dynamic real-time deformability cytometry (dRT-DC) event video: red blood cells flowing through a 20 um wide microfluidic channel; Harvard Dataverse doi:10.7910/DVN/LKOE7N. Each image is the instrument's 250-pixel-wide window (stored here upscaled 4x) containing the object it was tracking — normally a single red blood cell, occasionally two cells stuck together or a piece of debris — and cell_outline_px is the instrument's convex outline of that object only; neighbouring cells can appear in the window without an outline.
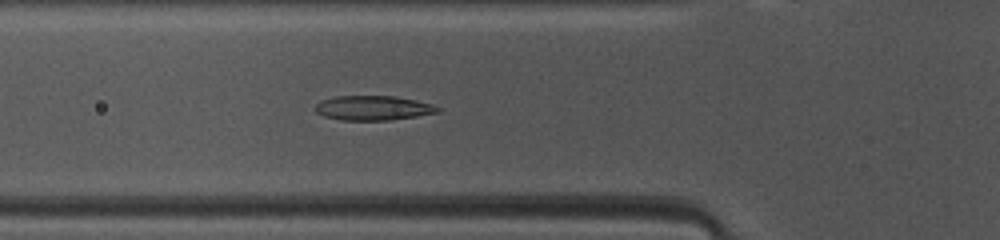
{"species": "common noctule bat (a hibernating species)", "species_latin": "Nyctalus noctula", "temperature_condition": "warm", "stored_images_in_passage": 42, "camera_frame_rate_fps": 3000, "um_per_image_px": 0.085, "animal": {"sex": "female", "body_mass_g": 10.0, "forearm_length_mm": 53.1}, "frame": {"image": 1, "passage_image": 10, "time_ms": 3.0, "image_size_px": [1000, 240], "cell_outline_px": [[440, 112], [416, 116], [388, 120], [340, 120], [324, 116], [316, 112], [316, 104], [320, 100], [336, 96], [392, 96], [416, 100], [432, 104], [440, 108]], "centroid_in_image_um": [31.7, 9.17], "position_along_channel_um": 94.1, "area_um2": 17.46}}
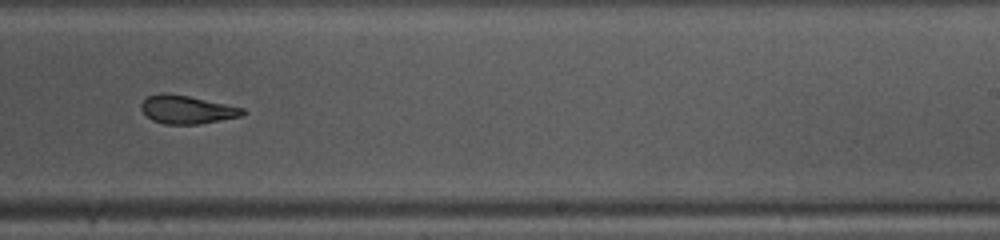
{"frame": {"image": 2, "passage_image": 23, "time_ms": 7.333, "image_size_px": [1000, 240], "cell_outline_px": [[248, 112], [244, 116], [200, 124], [164, 124], [152, 120], [140, 108], [140, 104], [148, 96], [160, 92], [164, 92], [188, 96], [244, 108]], "centroid_in_image_um": [15.91, 9.32], "position_along_channel_um": 273.1, "area_um2": 16.82}}
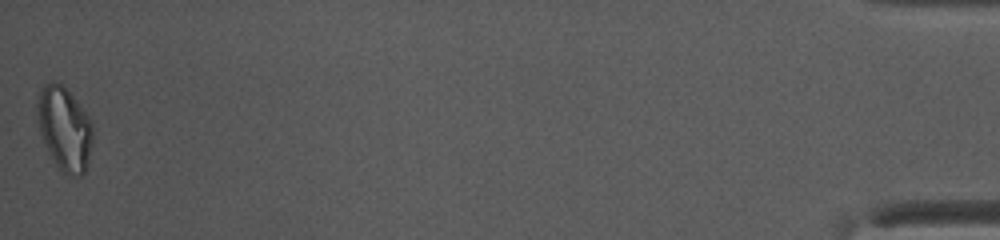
{"frame": {"image": 3, "passage_image": 42, "time_ms": 13.667, "image_size_px": [1000, 240], "cell_outline_px": [[92, 144], [88, 164], [84, 172], [80, 176], [68, 176], [56, 164], [48, 152], [40, 132], [36, 112], [36, 104], [40, 88], [44, 84], [52, 80], [60, 84], [72, 96], [88, 116], [92, 124]], "centroid_in_image_um": [5.46, 10.94], "position_along_channel_um": 429.7, "area_um2": 26.93}, "authors_computed_cell_mechanics": {"area_um2": 17.9469, "velocity_mm_per_s": 4.1185, "shape_relaxation_time_tau1_ms": null, "shape_relaxation_time_tau2_ms": 2.8614, "deformation_change_tau1": null, "deformation_change_tau2": 0.0933}}